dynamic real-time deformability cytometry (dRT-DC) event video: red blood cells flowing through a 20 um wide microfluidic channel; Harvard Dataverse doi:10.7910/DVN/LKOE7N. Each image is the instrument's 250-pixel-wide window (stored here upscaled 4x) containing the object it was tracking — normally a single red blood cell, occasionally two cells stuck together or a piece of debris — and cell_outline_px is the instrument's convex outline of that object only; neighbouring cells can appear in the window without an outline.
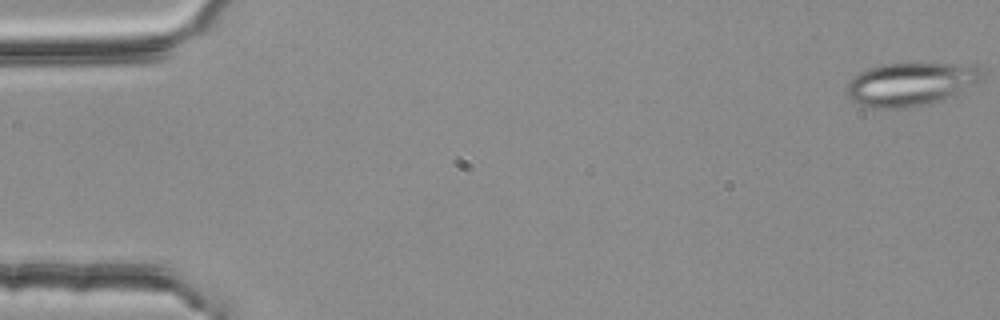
{"species": "common noctule bat (a hibernating species)", "species_latin": "Nyctalus noctula", "temperature_condition": "room temperature", "stored_images_in_passage": 3, "camera_frame_rate_fps": 3000, "um_per_image_px": 0.085, "animal": {"sex": "female", "body_mass_g": 25.1}, "frame": {"image": 1, "passage_image": 1, "time_ms": 0.0, "image_size_px": [1000, 320], "cell_outline_px": [[984, 80], [956, 96], [944, 100], [908, 108], [868, 108], [852, 100], [848, 96], [848, 80], [852, 76], [868, 68], [884, 64], [912, 60], [976, 64], [984, 68]], "centroid_in_image_um": [77.55, 7.08], "position_along_channel_um": 7.5, "area_um2": 36.18}}